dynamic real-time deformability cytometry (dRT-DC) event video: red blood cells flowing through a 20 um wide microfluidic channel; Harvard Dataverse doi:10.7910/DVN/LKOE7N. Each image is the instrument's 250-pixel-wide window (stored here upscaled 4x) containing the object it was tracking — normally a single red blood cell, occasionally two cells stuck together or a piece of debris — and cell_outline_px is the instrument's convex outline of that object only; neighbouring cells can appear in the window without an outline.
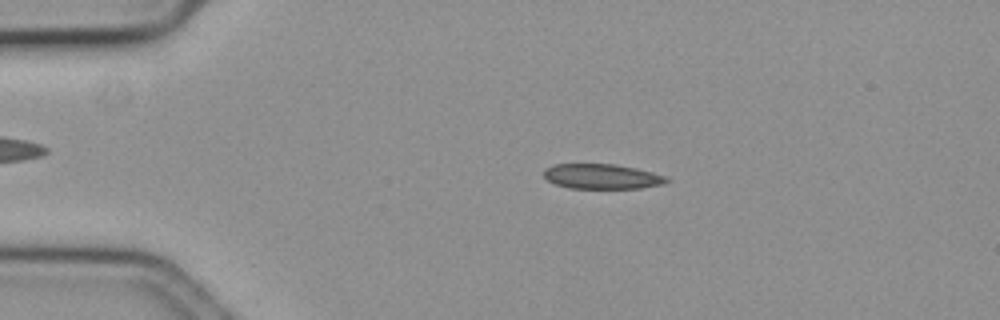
{"species": "common noctule bat (a hibernating species)", "species_latin": "Nyctalus noctula", "temperature_condition": "cold", "stored_images_in_passage": 52, "camera_frame_rate_fps": 3000, "um_per_image_px": 0.085, "animal": {"sex": "female", "body_mass_g": 19.3, "forearm_length_mm": 54.1}, "frame": {"image": 1, "passage_image": 6, "time_ms": 1.667, "image_size_px": [1000, 320], "cell_outline_px": [[664, 180], [652, 184], [632, 188], [576, 188], [560, 184], [544, 176], [544, 172], [548, 168], [560, 164], [604, 164], [628, 168], [644, 172], [656, 176]], "centroid_in_image_um": [50.92, 14.99], "position_along_channel_um": 34.1, "area_um2": 15.78}}
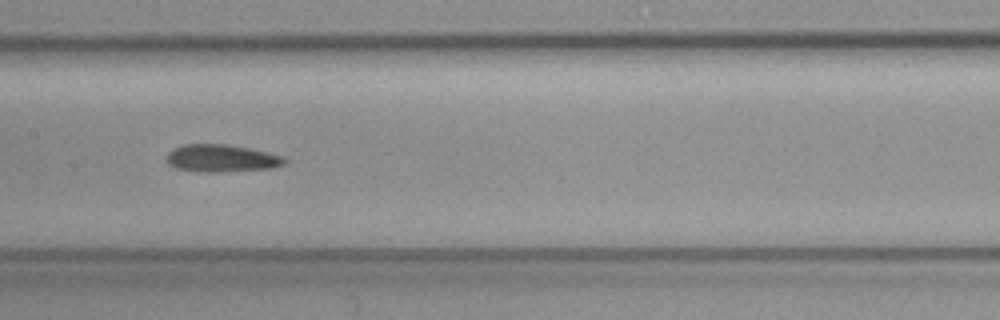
{"frame": {"image": 2, "passage_image": 23, "time_ms": 7.333, "image_size_px": [1000, 320], "cell_outline_px": [[280, 160], [276, 164], [252, 168], [188, 168], [176, 164], [168, 160], [168, 156], [172, 152], [180, 148], [196, 144], [208, 144], [240, 148], [272, 156]], "centroid_in_image_um": [18.65, 13.38], "position_along_channel_um": 188.8, "area_um2": 14.39}}
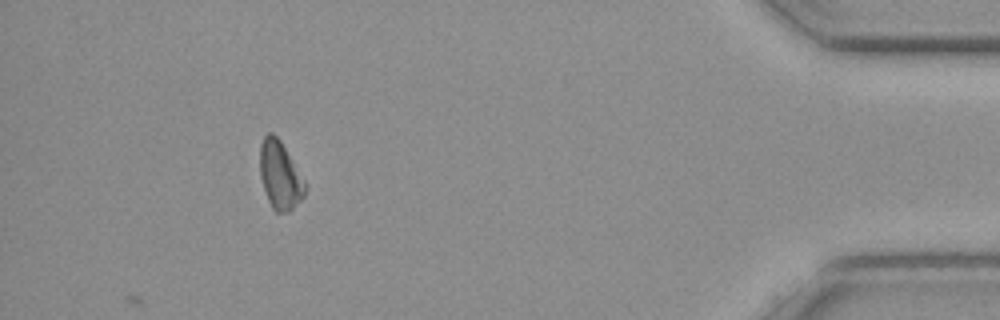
{"frame": {"image": 3, "passage_image": 47, "time_ms": 15.333, "image_size_px": [1000, 320], "cell_outline_px": [[304, 192], [288, 208], [276, 208], [272, 204], [268, 196], [264, 184], [260, 168], [260, 152], [264, 136], [276, 136]], "centroid_in_image_um": [23.66, 14.83], "position_along_channel_um": 411.5, "area_um2": 14.33}}